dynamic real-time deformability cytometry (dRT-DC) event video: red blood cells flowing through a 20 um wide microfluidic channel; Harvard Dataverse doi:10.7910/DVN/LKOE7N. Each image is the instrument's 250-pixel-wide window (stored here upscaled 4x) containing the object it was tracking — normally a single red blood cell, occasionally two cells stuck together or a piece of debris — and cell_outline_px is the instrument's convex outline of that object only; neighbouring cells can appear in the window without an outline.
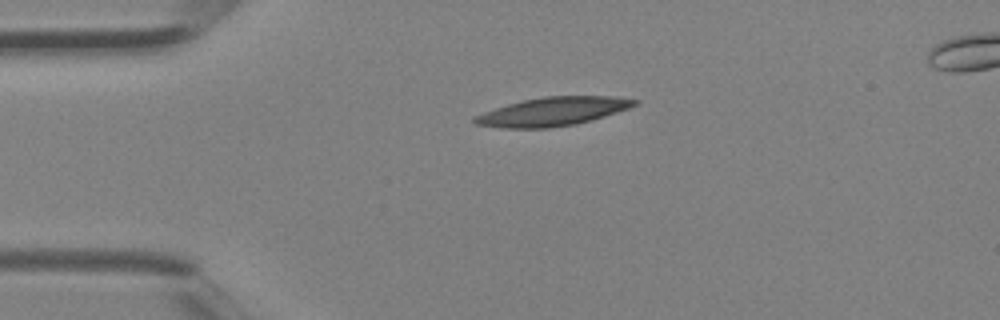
{"species": "Egyptian fruit bat (a non-hibernating species)", "species_latin": "Rousettus aegyptiacus", "temperature_condition": "room temperature", "stored_images_in_passage": 3, "camera_frame_rate_fps": 3000, "um_per_image_px": 0.085, "animal": {"sex": "female"}, "frame": {"image": 1, "passage_image": 2, "time_ms": 0.333, "image_size_px": [1000, 320], "cell_outline_px": [[640, 100], [636, 104], [628, 108], [604, 116], [576, 124], [548, 128], [504, 128], [476, 124], [472, 120], [472, 116], [508, 104], [524, 100], [544, 96], [608, 96]], "centroid_in_image_um": [46.95, 9.48], "position_along_channel_um": 38.1, "area_um2": 26.36}}